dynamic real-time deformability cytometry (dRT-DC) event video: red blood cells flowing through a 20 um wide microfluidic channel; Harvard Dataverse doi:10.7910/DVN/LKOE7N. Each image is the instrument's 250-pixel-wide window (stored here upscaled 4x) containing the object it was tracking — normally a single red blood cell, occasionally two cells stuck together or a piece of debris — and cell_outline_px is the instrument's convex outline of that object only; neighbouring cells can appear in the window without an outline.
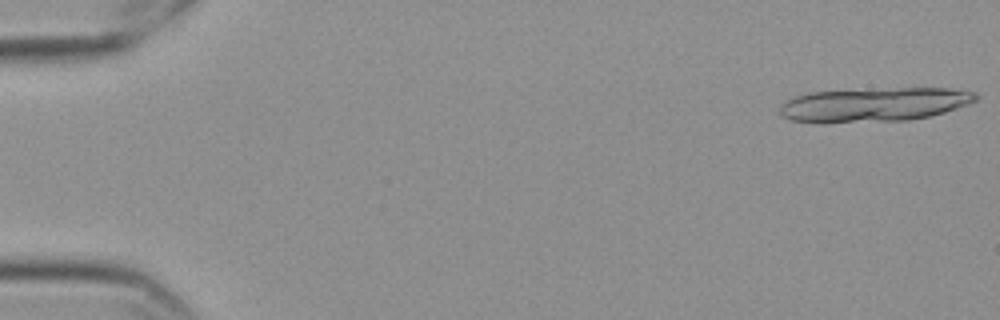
{"species": "Egyptian fruit bat (a non-hibernating species)", "species_latin": "Rousettus aegyptiacus", "temperature_condition": "cold", "stored_images_in_passage": 22, "camera_frame_rate_fps": 3000, "um_per_image_px": 0.085, "frame": {"image": 1, "passage_image": 1, "time_ms": 0.0, "image_size_px": [1000, 320], "cell_outline_px": [[980, 96], [976, 100], [968, 104], [944, 112], [928, 116], [908, 120], [788, 120], [780, 116], [780, 104], [796, 96], [808, 92], [900, 88], [952, 88], [976, 92]], "centroid_in_image_um": [74.39, 8.84], "position_along_channel_um": 10.6, "area_um2": 37.63}}
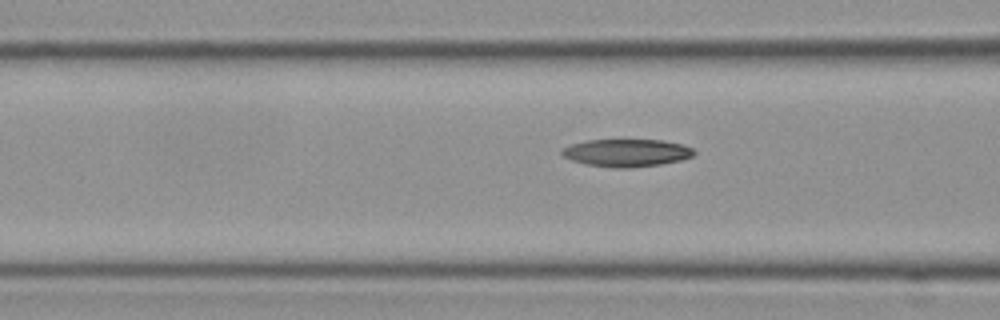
{"frame": {"image": 2, "passage_image": 20, "time_ms": 6.333, "image_size_px": [1000, 320], "cell_outline_px": [[696, 152], [692, 156], [680, 160], [660, 164], [628, 168], [616, 168], [584, 164], [572, 160], [564, 156], [560, 152], [560, 148], [572, 144], [588, 140], [664, 140], [684, 144], [692, 148]], "centroid_in_image_um": [53.25, 12.98], "position_along_channel_um": 113.3, "area_um2": 21.27}}